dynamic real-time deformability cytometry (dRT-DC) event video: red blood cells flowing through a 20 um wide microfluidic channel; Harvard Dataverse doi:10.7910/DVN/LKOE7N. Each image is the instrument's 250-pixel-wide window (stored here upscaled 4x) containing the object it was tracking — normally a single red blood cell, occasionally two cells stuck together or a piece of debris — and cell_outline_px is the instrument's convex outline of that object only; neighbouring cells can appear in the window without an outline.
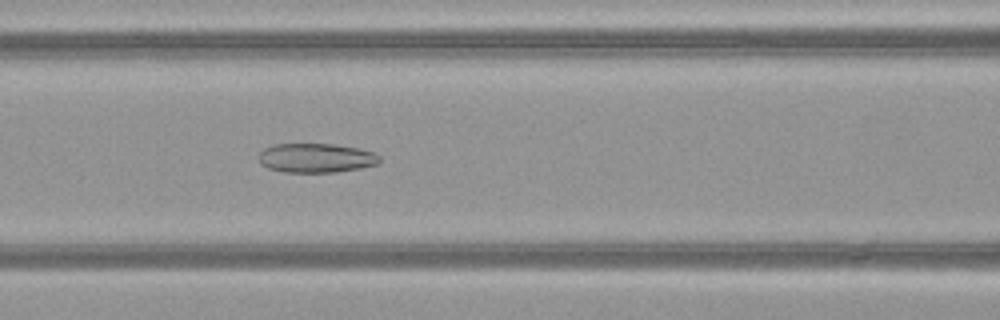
{"species": "common noctule bat (a hibernating species)", "species_latin": "Nyctalus noctula", "temperature_condition": "warm", "stored_images_in_passage": 47, "camera_frame_rate_fps": 3000, "um_per_image_px": 0.085, "animal": {"sex": "female", "body_mass_g": 21.9}, "frame": {"image": 1, "passage_image": 21, "time_ms": 6.667, "image_size_px": [1000, 320], "cell_outline_px": [[380, 160], [376, 164], [360, 168], [336, 172], [284, 172], [268, 168], [260, 164], [260, 152], [264, 148], [272, 144], [336, 144], [360, 148], [376, 152], [380, 156]], "centroid_in_image_um": [26.88, 13.42], "position_along_channel_um": 139.7, "area_um2": 20.75}}
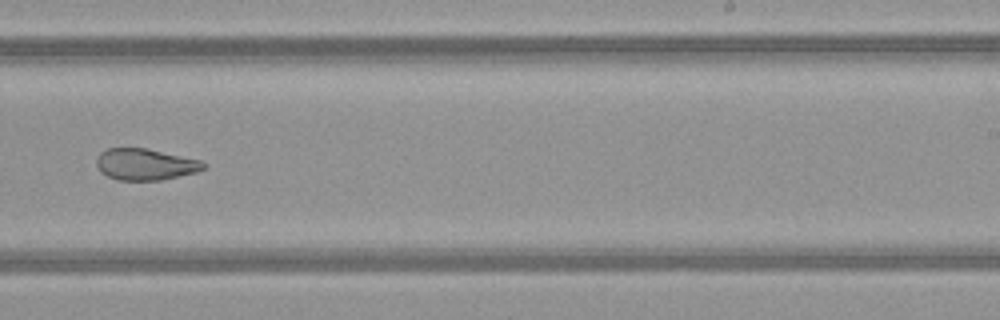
{"frame": {"image": 2, "passage_image": 31, "time_ms": 10.0, "image_size_px": [1000, 320], "cell_outline_px": [[208, 164], [204, 168], [196, 172], [160, 180], [116, 180], [100, 172], [96, 164], [96, 160], [100, 152], [108, 148], [148, 148], [200, 160]], "centroid_in_image_um": [12.33, 13.96], "position_along_channel_um": 276.7, "area_um2": 19.65}}
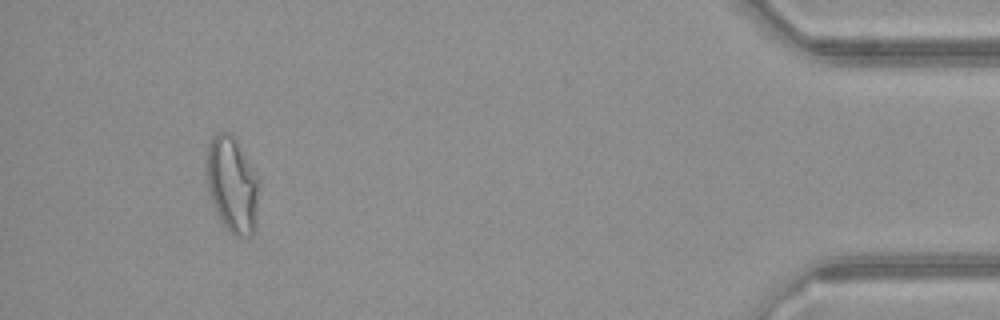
{"frame": {"image": 3, "passage_image": 46, "time_ms": 15.0, "image_size_px": [1000, 320], "cell_outline_px": [[256, 228], [252, 236], [236, 236], [228, 232], [220, 220], [216, 212], [208, 192], [204, 176], [208, 144], [220, 132], [228, 132], [236, 140], [256, 176]], "centroid_in_image_um": [19.67, 15.74], "position_along_channel_um": 415.5, "area_um2": 28.9}}